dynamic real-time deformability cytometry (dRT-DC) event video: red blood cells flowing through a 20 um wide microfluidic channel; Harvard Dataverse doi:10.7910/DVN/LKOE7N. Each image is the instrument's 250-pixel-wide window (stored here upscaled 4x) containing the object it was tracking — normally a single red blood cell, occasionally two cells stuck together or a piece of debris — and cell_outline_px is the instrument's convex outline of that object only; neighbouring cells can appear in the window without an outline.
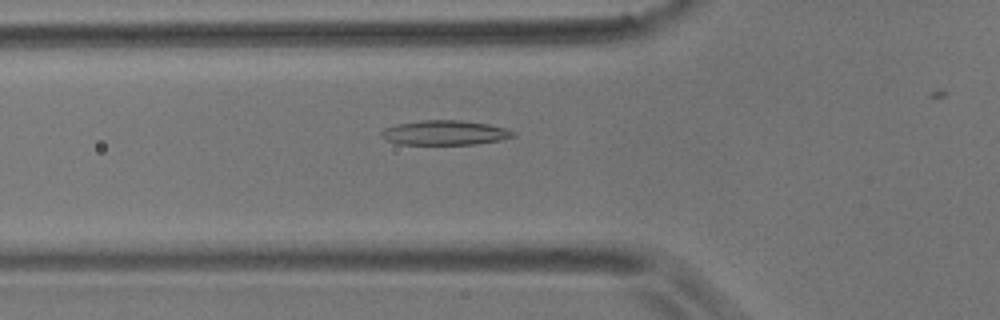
{"species": "common noctule bat (a hibernating species)", "species_latin": "Nyctalus noctula", "temperature_condition": "room temperature", "stored_images_in_passage": 8, "camera_frame_rate_fps": 3000, "um_per_image_px": 0.085, "animal": {"sex": "male", "body_mass_g": 17.9}, "frame": {"image": 1, "passage_image": 3, "time_ms": 0.667, "image_size_px": [1000, 320], "cell_outline_px": [[516, 136], [500, 140], [476, 144], [400, 144], [384, 140], [380, 136], [380, 132], [384, 128], [396, 124], [420, 120], [460, 120], [488, 124], [508, 128], [516, 132]], "centroid_in_image_um": [37.81, 11.28], "position_along_channel_um": 88.0, "area_um2": 19.13}}
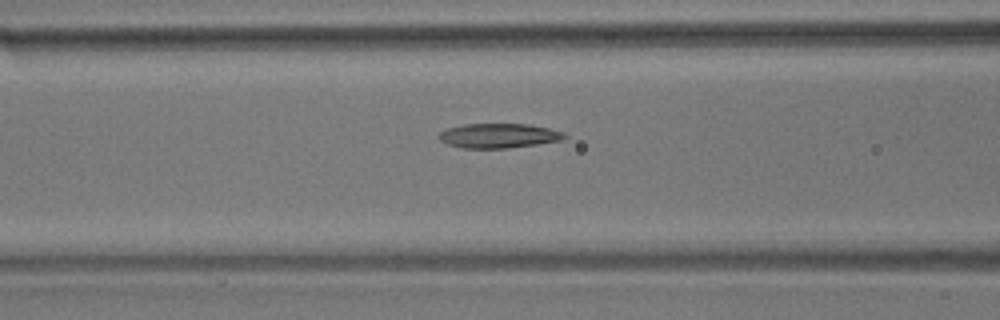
{"frame": {"image": 2, "passage_image": 6, "time_ms": 1.667, "image_size_px": [1000, 320], "cell_outline_px": [[568, 136], [564, 140], [508, 148], [464, 148], [448, 144], [440, 140], [440, 132], [448, 128], [464, 124], [528, 124], [548, 128], [564, 132]], "centroid_in_image_um": [42.44, 11.53], "position_along_channel_um": 124.2, "area_um2": 17.86}}